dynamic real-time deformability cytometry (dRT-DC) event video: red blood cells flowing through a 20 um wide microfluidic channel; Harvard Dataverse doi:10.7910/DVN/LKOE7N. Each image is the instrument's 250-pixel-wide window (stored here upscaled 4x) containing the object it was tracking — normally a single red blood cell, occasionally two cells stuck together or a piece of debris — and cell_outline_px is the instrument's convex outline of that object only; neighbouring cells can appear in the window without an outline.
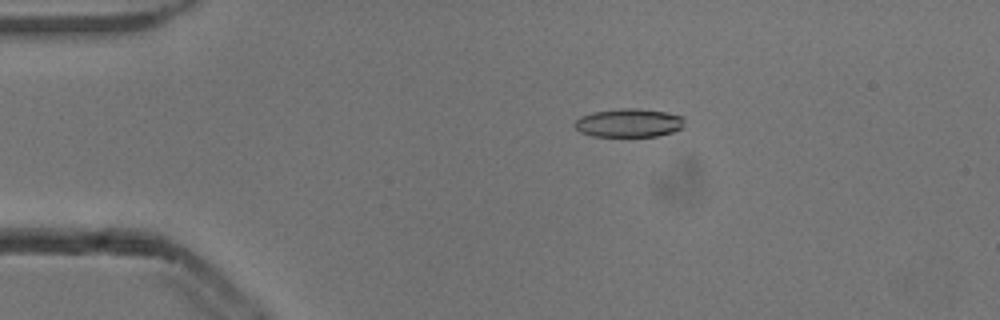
{"species": "common noctule bat (a hibernating species)", "species_latin": "Nyctalus noctula", "temperature_condition": "cold", "stored_images_in_passage": 53, "camera_frame_rate_fps": 3000, "um_per_image_px": 0.085, "animal": {"sex": "male", "body_mass_g": 13.3}, "frame": {"image": 1, "passage_image": 11, "time_ms": 3.333, "image_size_px": [1000, 320], "cell_outline_px": [[684, 128], [672, 132], [656, 136], [592, 136], [580, 132], [572, 124], [580, 116], [592, 112], [620, 108], [640, 108], [664, 112], [684, 116]], "centroid_in_image_um": [53.45, 10.44], "position_along_channel_um": 31.5, "area_um2": 18.44}}
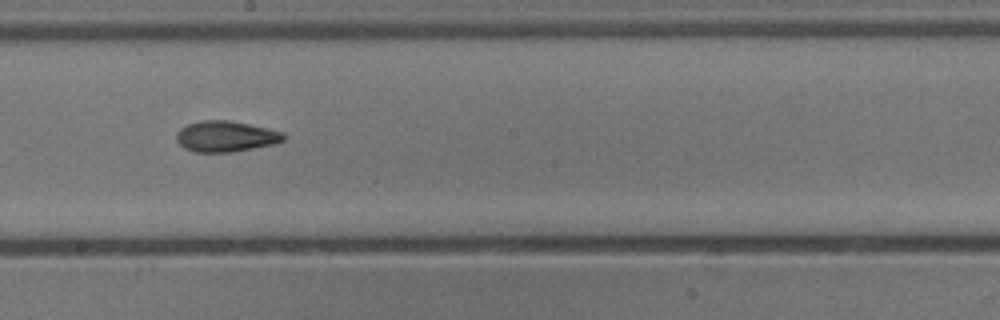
{"frame": {"image": 2, "passage_image": 30, "time_ms": 9.667, "image_size_px": [1000, 320], "cell_outline_px": [[284, 140], [272, 144], [232, 152], [196, 152], [184, 148], [176, 140], [176, 132], [180, 128], [188, 124], [204, 120], [228, 120], [268, 128], [284, 132]], "centroid_in_image_um": [19.16, 11.59], "position_along_channel_um": 229.0, "area_um2": 19.13}}
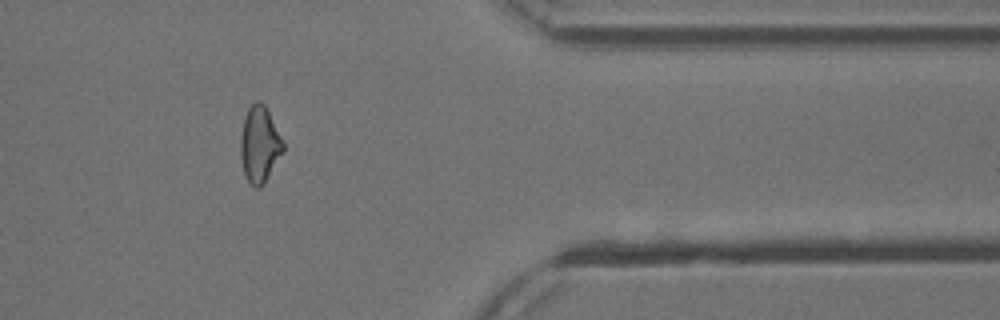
{"frame": {"image": 3, "passage_image": 44, "time_ms": 14.333, "image_size_px": [1000, 320], "cell_outline_px": [[284, 152], [264, 184], [260, 188], [256, 188], [248, 180], [244, 172], [240, 156], [240, 136], [244, 116], [248, 108], [256, 100], [260, 100], [264, 104], [284, 144]], "centroid_in_image_um": [22.05, 12.29], "position_along_channel_um": 389.3, "area_um2": 18.9}, "authors_computed_cell_mechanics": {"area_um2": 18.9006, "velocity_mm_per_s": 3.8893, "shape_relaxation_time_tau1_ms": 4.7785, "shape_relaxation_time_tau2_ms": 5.3729, "deformation_change_tau1": 0.1609, "deformation_change_tau2": 0.1388}}